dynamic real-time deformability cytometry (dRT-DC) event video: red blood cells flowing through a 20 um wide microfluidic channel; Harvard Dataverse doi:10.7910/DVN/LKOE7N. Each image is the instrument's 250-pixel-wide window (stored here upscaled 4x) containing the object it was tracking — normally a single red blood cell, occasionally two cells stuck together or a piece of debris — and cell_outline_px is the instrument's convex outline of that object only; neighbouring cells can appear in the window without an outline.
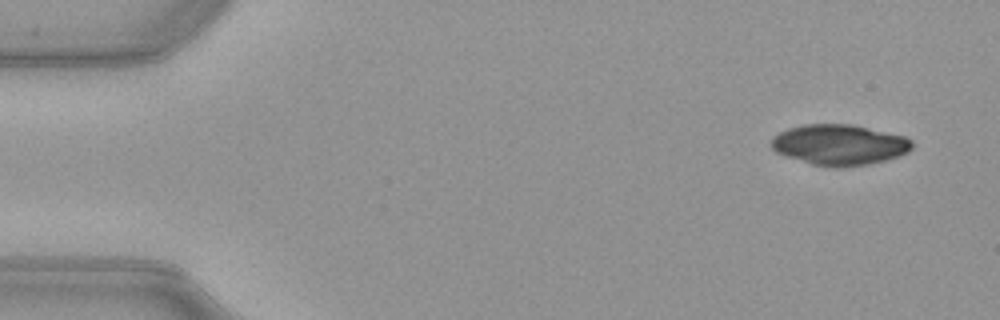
{"species": "common noctule bat (a hibernating species)", "species_latin": "Nyctalus noctula", "temperature_condition": "warm", "stored_images_in_passage": 50, "camera_frame_rate_fps": 3000, "um_per_image_px": 0.085, "animal": {"sex": "female", "body_mass_g": 21.9}, "frame": {"image": 1, "passage_image": 3, "time_ms": 0.667, "image_size_px": [1000, 320], "cell_outline_px": [[912, 148], [908, 152], [900, 156], [868, 164], [840, 168], [832, 168], [812, 164], [784, 156], [776, 152], [772, 148], [772, 136], [788, 128], [804, 124], [852, 124], [904, 136], [912, 140]], "centroid_in_image_um": [71.34, 12.31], "position_along_channel_um": 13.7, "area_um2": 33.47}}
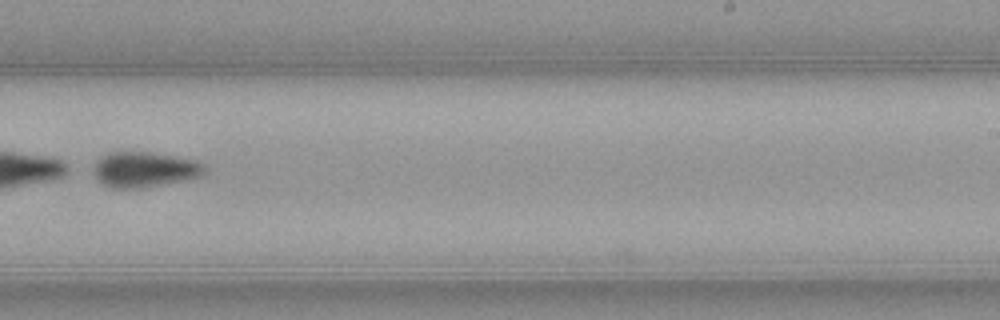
{"frame": {"image": 2, "passage_image": 32, "time_ms": 10.333, "image_size_px": [1000, 320], "cell_outline_px": [[208, 168], [204, 176], [184, 180], [140, 188], [112, 188], [104, 184], [92, 172], [92, 168], [96, 160], [100, 156], [108, 152], [148, 152], [176, 156], [196, 160], [204, 164]], "centroid_in_image_um": [12.31, 14.39], "position_along_channel_um": 276.7, "area_um2": 23.12}}
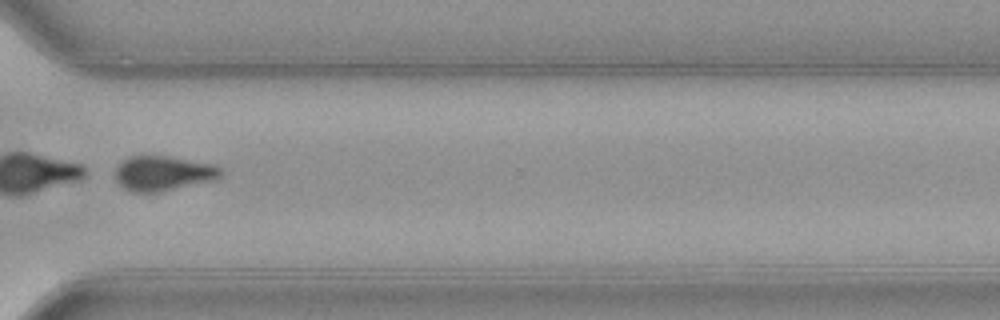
{"frame": {"image": 3, "passage_image": 38, "time_ms": 12.333, "image_size_px": [1000, 320], "cell_outline_px": [[224, 176], [212, 180], [160, 192], [132, 192], [124, 188], [116, 180], [116, 168], [128, 156], [168, 156], [212, 164], [224, 168]], "centroid_in_image_um": [13.91, 14.73], "position_along_channel_um": 356.7, "area_um2": 21.39}}